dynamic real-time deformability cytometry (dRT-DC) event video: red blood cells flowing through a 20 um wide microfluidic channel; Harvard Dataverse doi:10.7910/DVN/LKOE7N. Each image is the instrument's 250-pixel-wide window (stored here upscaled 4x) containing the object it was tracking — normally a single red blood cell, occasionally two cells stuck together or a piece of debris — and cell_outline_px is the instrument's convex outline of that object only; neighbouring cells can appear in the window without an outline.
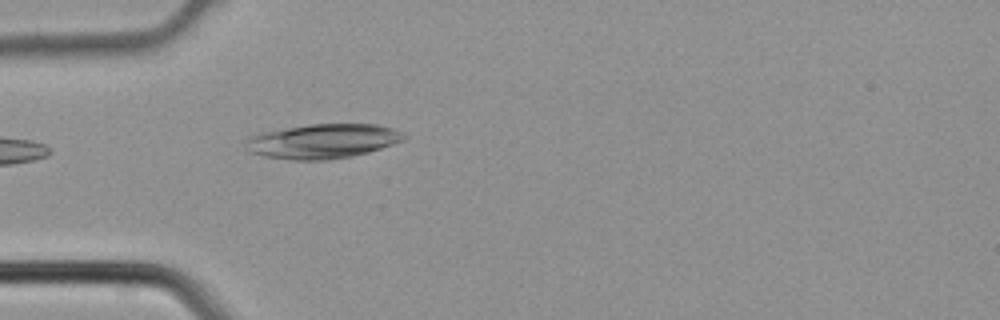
{"species": "common noctule bat (a hibernating species)", "species_latin": "Nyctalus noctula", "temperature_condition": "cold", "stored_images_in_passage": 3, "camera_frame_rate_fps": 3000, "um_per_image_px": 0.085, "animal": {"sex": "male", "body_mass_g": 21.5, "forearm_length_mm": 52.0}, "frame": {"image": 1, "passage_image": 3, "time_ms": 0.667, "image_size_px": [1000, 320], "cell_outline_px": [[408, 136], [404, 140], [368, 152], [352, 156], [324, 160], [292, 160], [264, 156], [248, 152], [248, 140], [252, 136], [260, 132], [308, 124], [380, 124], [392, 128]], "centroid_in_image_um": [27.45, 11.99], "position_along_channel_um": 57.5, "area_um2": 31.67}}